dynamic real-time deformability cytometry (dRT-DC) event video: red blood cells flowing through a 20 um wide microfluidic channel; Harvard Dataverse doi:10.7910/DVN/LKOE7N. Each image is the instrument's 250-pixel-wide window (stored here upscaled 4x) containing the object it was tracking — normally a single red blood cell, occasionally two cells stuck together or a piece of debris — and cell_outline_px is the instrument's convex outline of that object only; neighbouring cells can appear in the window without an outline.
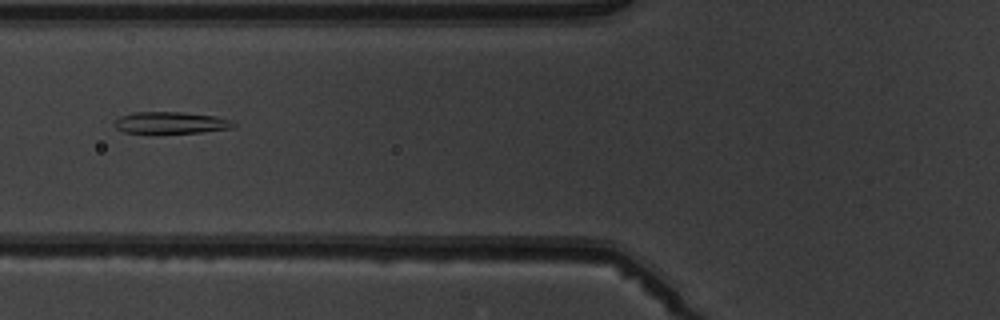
{"species": "common noctule bat (a hibernating species)", "species_latin": "Nyctalus noctula", "temperature_condition": "warm", "stored_images_in_passage": 6, "camera_frame_rate_fps": 3000, "um_per_image_px": 0.085, "animal": {"sex": "male", "body_mass_g": 19.5, "forearm_length_mm": 54.6}, "frame": {"image": 1, "passage_image": 6, "time_ms": 6.667, "image_size_px": [1000, 320], "cell_outline_px": [[236, 124], [232, 128], [200, 132], [124, 132], [116, 128], [112, 124], [120, 116], [132, 112], [180, 112], [216, 116], [232, 120]], "centroid_in_image_um": [14.52, 10.41], "position_along_channel_um": 111.3, "area_um2": 14.85}}